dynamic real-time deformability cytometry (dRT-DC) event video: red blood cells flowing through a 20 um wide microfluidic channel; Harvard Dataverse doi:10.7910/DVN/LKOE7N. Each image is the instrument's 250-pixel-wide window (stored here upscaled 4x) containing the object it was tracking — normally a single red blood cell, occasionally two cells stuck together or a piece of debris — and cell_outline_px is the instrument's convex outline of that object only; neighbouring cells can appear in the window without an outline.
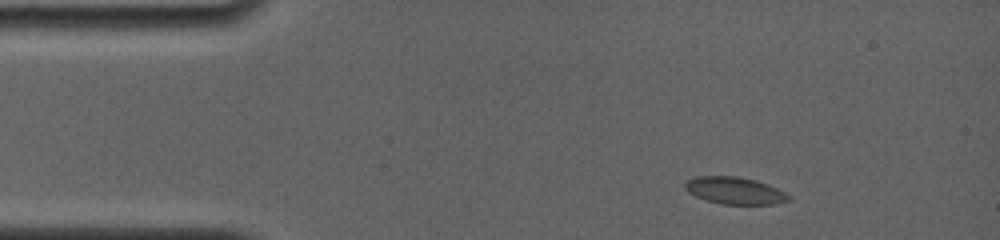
{"species": "common noctule bat (a hibernating species)", "species_latin": "Nyctalus noctula", "temperature_condition": "room temperature", "stored_images_in_passage": 5, "camera_frame_rate_fps": 4000, "um_per_image_px": 0.085, "animal": {"sex": "female", "body_mass_g": 19.0, "forearm_length_mm": 56.7}, "frame": {"image": 1, "passage_image": 1, "time_ms": 0.0, "image_size_px": [1000, 240], "cell_outline_px": [[792, 200], [776, 204], [720, 204], [696, 196], [688, 192], [684, 188], [684, 184], [688, 180], [696, 176], [736, 176], [756, 180], [768, 184], [792, 196]], "centroid_in_image_um": [62.48, 16.2], "position_along_channel_um": 22.5, "area_um2": 16.42}}
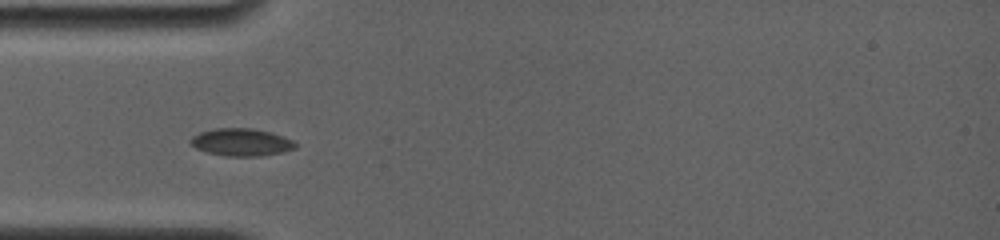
{"frame": {"image": 2, "passage_image": 4, "time_ms": 2.75, "image_size_px": [1000, 240], "cell_outline_px": [[296, 148], [280, 152], [260, 156], [224, 156], [208, 152], [196, 148], [188, 140], [192, 136], [200, 132], [216, 128], [252, 128], [284, 136], [292, 140], [296, 144]], "centroid_in_image_um": [20.49, 12.08], "position_along_channel_um": 64.5, "area_um2": 16.65}}